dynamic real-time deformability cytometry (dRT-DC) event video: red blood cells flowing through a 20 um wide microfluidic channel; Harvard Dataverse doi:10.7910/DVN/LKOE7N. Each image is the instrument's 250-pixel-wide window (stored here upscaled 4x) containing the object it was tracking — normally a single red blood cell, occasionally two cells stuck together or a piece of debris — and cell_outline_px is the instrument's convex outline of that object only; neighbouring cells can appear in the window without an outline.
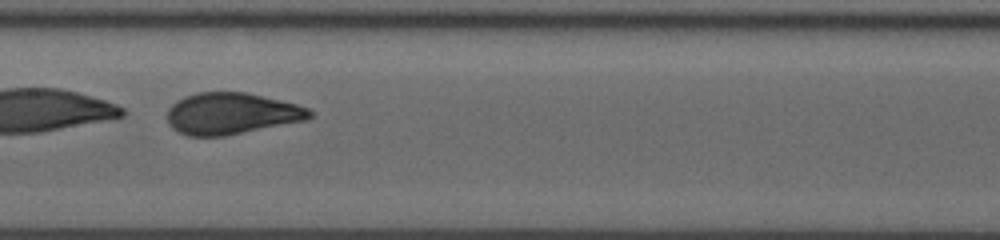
{"species": "human", "species_latin": "Homo sapiens", "temperature_condition": "room temperature", "stored_images_in_passage": 40, "segment_of_instrument_passage": [2, 2], "camera_frame_rate_fps": 3000, "um_per_image_px": 0.085, "donor": {"sex": "male"}, "frame": {"image": 1, "passage_image": 23, "time_ms": 7.333, "image_size_px": [1000, 240], "cell_outline_px": [[312, 116], [308, 120], [224, 136], [188, 136], [172, 128], [168, 124], [168, 108], [176, 100], [184, 96], [196, 92], [244, 92], [280, 100], [296, 104], [308, 108], [312, 112]], "centroid_in_image_um": [19.66, 9.65], "position_along_channel_um": 187.7, "area_um2": 34.51}}
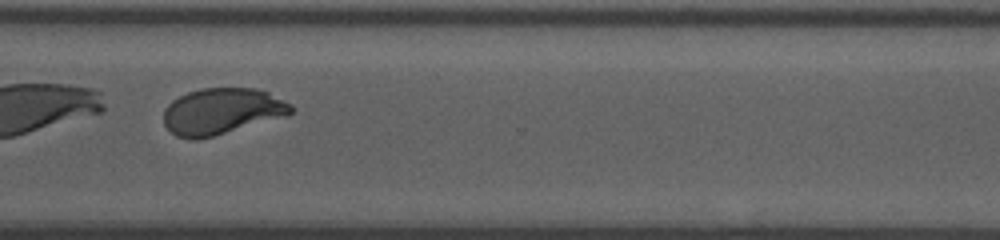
{"frame": {"image": 2, "passage_image": 36, "time_ms": 11.667, "image_size_px": [1000, 240], "cell_outline_px": [[296, 108], [288, 116], [212, 136], [196, 140], [192, 140], [176, 136], [164, 124], [164, 108], [172, 100], [188, 92], [200, 88], [256, 88], [268, 92], [292, 104]], "centroid_in_image_um": [18.88, 9.45], "position_along_channel_um": 351.7, "area_um2": 34.51}}